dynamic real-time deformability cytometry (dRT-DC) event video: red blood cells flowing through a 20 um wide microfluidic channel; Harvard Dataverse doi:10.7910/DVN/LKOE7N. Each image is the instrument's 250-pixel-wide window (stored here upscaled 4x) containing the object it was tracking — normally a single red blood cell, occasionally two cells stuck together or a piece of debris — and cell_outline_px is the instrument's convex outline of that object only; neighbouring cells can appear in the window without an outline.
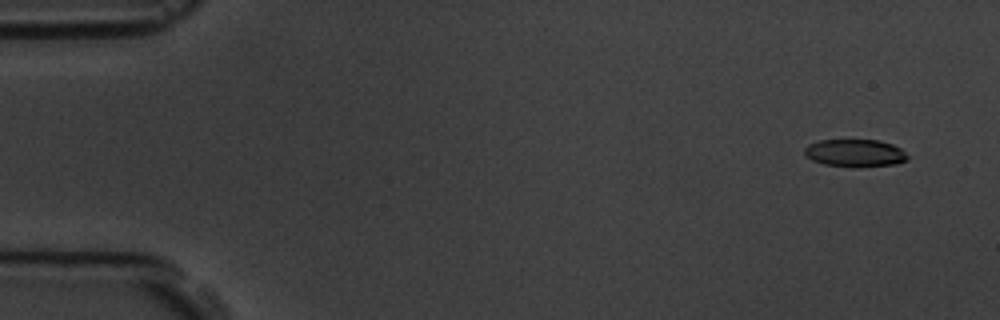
{"species": "common noctule bat (a hibernating species)", "species_latin": "Nyctalus noctula", "temperature_condition": "room temperature", "stored_images_in_passage": 5, "camera_frame_rate_fps": 3000, "um_per_image_px": 0.085, "animal": {"sex": "male", "body_mass_g": 19.5, "forearm_length_mm": 54.6}, "frame": {"image": 1, "passage_image": 2, "time_ms": 1.0, "image_size_px": [1000, 320], "cell_outline_px": [[908, 160], [896, 164], [860, 168], [852, 168], [824, 164], [812, 160], [804, 156], [804, 148], [808, 144], [820, 140], [880, 140], [892, 144], [900, 148], [908, 156]], "centroid_in_image_um": [72.67, 13.03], "position_along_channel_um": 12.3, "area_um2": 16.94}}